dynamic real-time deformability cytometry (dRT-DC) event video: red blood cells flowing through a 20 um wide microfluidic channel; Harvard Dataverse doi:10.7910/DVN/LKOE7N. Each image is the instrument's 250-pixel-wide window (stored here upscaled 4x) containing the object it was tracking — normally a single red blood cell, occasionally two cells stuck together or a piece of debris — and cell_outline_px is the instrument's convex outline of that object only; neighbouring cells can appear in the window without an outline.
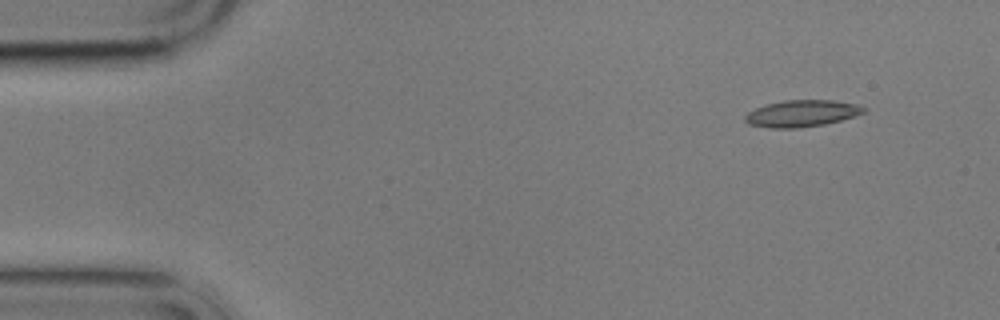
{"species": "common noctule bat (a hibernating species)", "species_latin": "Nyctalus noctula", "temperature_condition": "cold", "stored_images_in_passage": 5, "camera_frame_rate_fps": 3000, "um_per_image_px": 0.085, "animal": {"sex": "male", "body_mass_g": 17.9}, "frame": {"image": 1, "passage_image": 1, "time_ms": 0.0, "image_size_px": [1000, 320], "cell_outline_px": [[868, 108], [864, 112], [840, 120], [824, 124], [800, 128], [772, 128], [748, 124], [744, 120], [744, 116], [748, 112], [756, 108], [768, 104], [784, 100], [832, 100], [856, 104]], "centroid_in_image_um": [68.13, 9.64], "position_along_channel_um": 16.9, "area_um2": 18.32}}
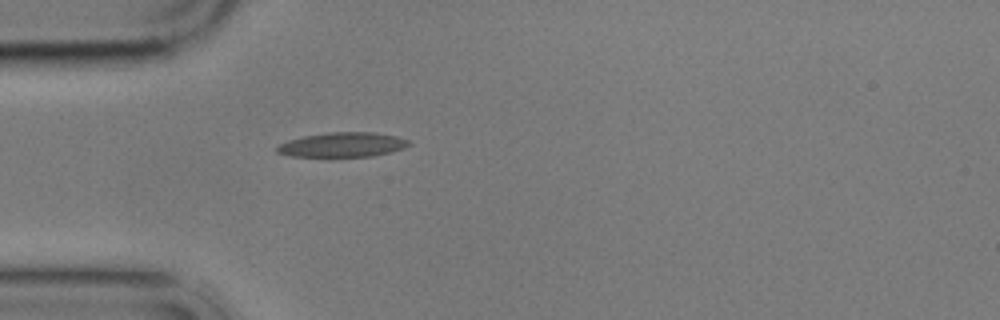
{"frame": {"image": 2, "passage_image": 4, "time_ms": 3.667, "image_size_px": [1000, 320], "cell_outline_px": [[412, 144], [404, 148], [392, 152], [372, 156], [332, 160], [328, 160], [292, 156], [276, 152], [276, 148], [280, 144], [288, 140], [304, 136], [328, 132], [376, 132], [396, 136], [408, 140]], "centroid_in_image_um": [29.09, 12.36], "position_along_channel_um": 55.9, "area_um2": 20.06}}